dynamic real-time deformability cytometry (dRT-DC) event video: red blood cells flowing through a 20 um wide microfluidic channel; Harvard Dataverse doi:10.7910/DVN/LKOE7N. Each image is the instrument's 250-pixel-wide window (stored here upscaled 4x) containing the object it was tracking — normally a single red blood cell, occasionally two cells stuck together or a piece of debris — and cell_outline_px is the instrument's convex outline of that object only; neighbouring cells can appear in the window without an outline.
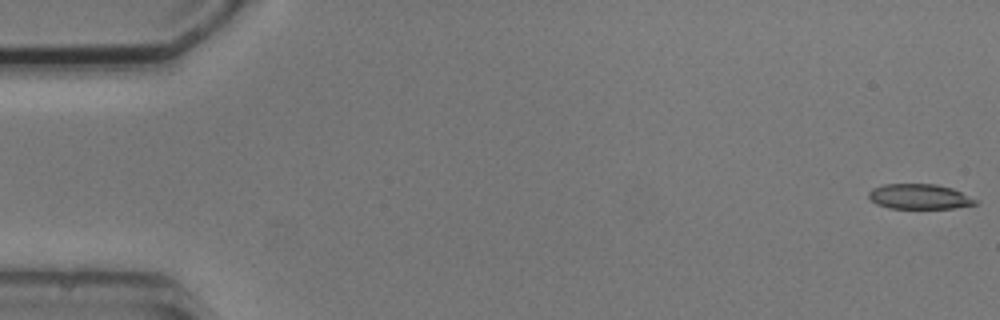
{"species": "common noctule bat (a hibernating species)", "species_latin": "Nyctalus noctula", "temperature_condition": "cold", "stored_images_in_passage": 9, "camera_frame_rate_fps": 3000, "um_per_image_px": 0.085, "animal": {"sex": "male", "body_mass_g": 20.5, "forearm_length_mm": 52.5}, "frame": {"image": 1, "passage_image": 1, "time_ms": 0.0, "image_size_px": [1000, 320], "cell_outline_px": [[980, 200], [976, 204], [952, 208], [888, 208], [876, 204], [868, 196], [868, 192], [872, 188], [884, 184], [936, 184], [952, 188]], "centroid_in_image_um": [78.16, 16.7], "position_along_channel_um": 6.8, "area_um2": 15.66}}
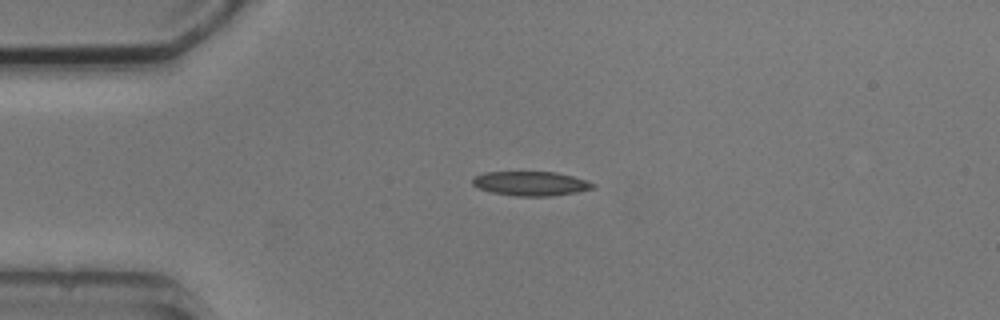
{"frame": {"image": 2, "passage_image": 4, "time_ms": 4.0, "image_size_px": [1000, 320], "cell_outline_px": [[596, 188], [576, 192], [552, 196], [516, 196], [492, 192], [480, 188], [472, 184], [472, 176], [484, 172], [556, 172], [572, 176], [596, 184]], "centroid_in_image_um": [45.11, 15.6], "position_along_channel_um": 39.9, "area_um2": 17.05}}